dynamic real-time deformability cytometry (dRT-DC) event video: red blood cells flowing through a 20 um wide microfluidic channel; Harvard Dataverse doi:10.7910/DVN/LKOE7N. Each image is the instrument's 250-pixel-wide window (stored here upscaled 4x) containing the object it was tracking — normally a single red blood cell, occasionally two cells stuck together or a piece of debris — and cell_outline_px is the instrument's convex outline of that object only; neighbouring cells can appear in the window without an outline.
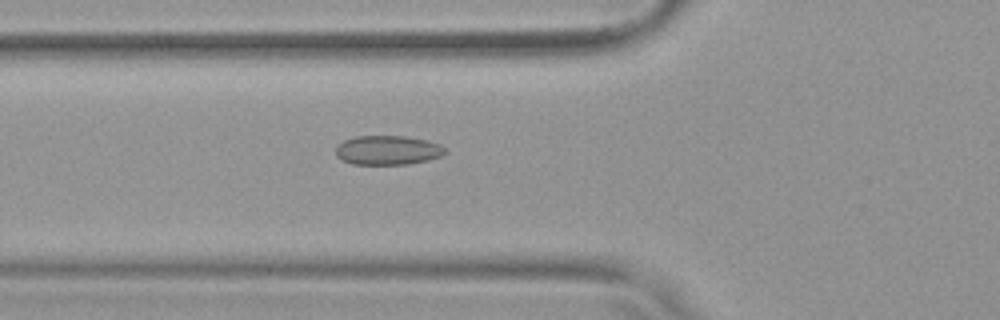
{"species": "common noctule bat (a hibernating species)", "species_latin": "Nyctalus noctula", "temperature_condition": "warm", "stored_images_in_passage": 5, "camera_frame_rate_fps": 3000, "um_per_image_px": 0.085, "animal": {"sex": "female", "body_mass_g": 19.9}, "frame": {"image": 1, "passage_image": 5, "time_ms": 1.333, "image_size_px": [1000, 320], "cell_outline_px": [[448, 152], [440, 156], [428, 160], [408, 164], [352, 164], [340, 160], [336, 156], [336, 148], [344, 140], [356, 136], [404, 136], [428, 140], [440, 144], [448, 148]], "centroid_in_image_um": [32.99, 12.76], "position_along_channel_um": 92.8, "area_um2": 18.84}}